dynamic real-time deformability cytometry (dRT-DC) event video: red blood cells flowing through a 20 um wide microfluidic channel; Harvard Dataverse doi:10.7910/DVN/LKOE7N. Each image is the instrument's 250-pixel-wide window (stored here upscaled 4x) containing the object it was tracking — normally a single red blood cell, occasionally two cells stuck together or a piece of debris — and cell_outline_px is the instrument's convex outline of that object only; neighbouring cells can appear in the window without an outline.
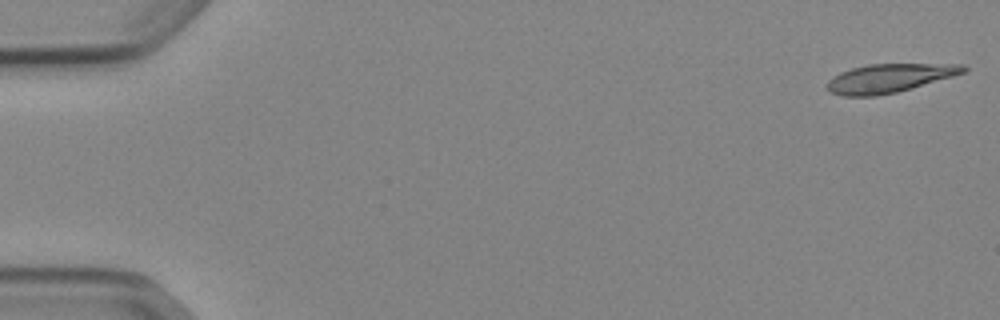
{"species": "Egyptian fruit bat (a non-hibernating species)", "species_latin": "Rousettus aegyptiacus", "temperature_condition": "cold", "stored_images_in_passage": 15, "camera_frame_rate_fps": 3000, "um_per_image_px": 0.085, "animal": {"sex": "female"}, "frame": {"image": 1, "passage_image": 1, "time_ms": 0.0, "image_size_px": [1000, 320], "cell_outline_px": [[968, 72], [912, 88], [896, 92], [876, 96], [840, 96], [828, 92], [824, 84], [832, 76], [840, 72], [852, 68], [868, 64], [964, 64], [968, 68]], "centroid_in_image_um": [75.56, 6.65], "position_along_channel_um": 9.4, "area_um2": 23.12}}
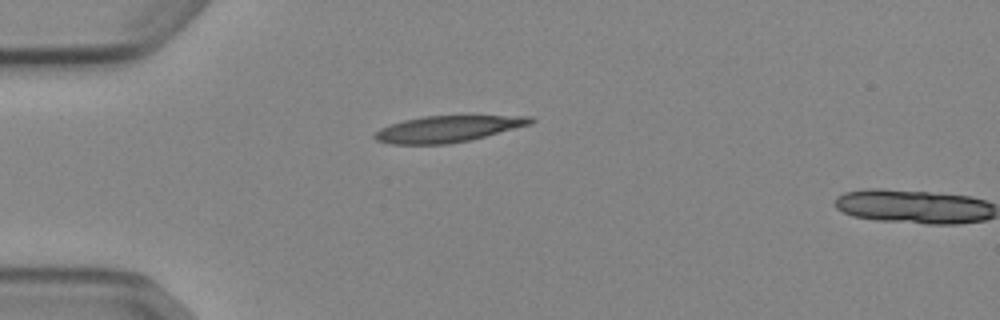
{"frame": {"image": 2, "passage_image": 14, "time_ms": 4.333, "image_size_px": [1000, 320], "cell_outline_px": [[536, 120], [532, 124], [468, 140], [448, 144], [392, 144], [376, 140], [372, 136], [380, 128], [404, 120], [424, 116], [532, 116]], "centroid_in_image_um": [38.06, 10.95], "position_along_channel_um": 46.9, "area_um2": 23.64}}